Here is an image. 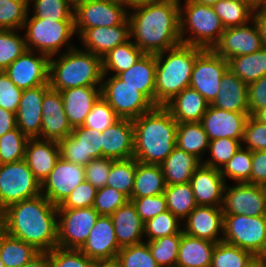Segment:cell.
<instances>
[{"label": "cell", "mask_w": 266, "mask_h": 267, "mask_svg": "<svg viewBox=\"0 0 266 267\" xmlns=\"http://www.w3.org/2000/svg\"><path fill=\"white\" fill-rule=\"evenodd\" d=\"M1 229L39 252L57 247V206L42 194L8 206L1 212Z\"/></svg>", "instance_id": "1"}, {"label": "cell", "mask_w": 266, "mask_h": 267, "mask_svg": "<svg viewBox=\"0 0 266 267\" xmlns=\"http://www.w3.org/2000/svg\"><path fill=\"white\" fill-rule=\"evenodd\" d=\"M179 0L129 9L130 38L144 54H157L181 44Z\"/></svg>", "instance_id": "2"}, {"label": "cell", "mask_w": 266, "mask_h": 267, "mask_svg": "<svg viewBox=\"0 0 266 267\" xmlns=\"http://www.w3.org/2000/svg\"><path fill=\"white\" fill-rule=\"evenodd\" d=\"M132 122L134 158L141 163L160 165L176 146L178 122L164 106H155Z\"/></svg>", "instance_id": "3"}, {"label": "cell", "mask_w": 266, "mask_h": 267, "mask_svg": "<svg viewBox=\"0 0 266 267\" xmlns=\"http://www.w3.org/2000/svg\"><path fill=\"white\" fill-rule=\"evenodd\" d=\"M203 48L180 44L155 54V106H165L189 87L196 57Z\"/></svg>", "instance_id": "4"}, {"label": "cell", "mask_w": 266, "mask_h": 267, "mask_svg": "<svg viewBox=\"0 0 266 267\" xmlns=\"http://www.w3.org/2000/svg\"><path fill=\"white\" fill-rule=\"evenodd\" d=\"M57 56L49 59V85L52 89L101 87L103 71L100 56L77 46Z\"/></svg>", "instance_id": "5"}, {"label": "cell", "mask_w": 266, "mask_h": 267, "mask_svg": "<svg viewBox=\"0 0 266 267\" xmlns=\"http://www.w3.org/2000/svg\"><path fill=\"white\" fill-rule=\"evenodd\" d=\"M179 1L181 43L213 49L225 30L213 7L194 0Z\"/></svg>", "instance_id": "6"}, {"label": "cell", "mask_w": 266, "mask_h": 267, "mask_svg": "<svg viewBox=\"0 0 266 267\" xmlns=\"http://www.w3.org/2000/svg\"><path fill=\"white\" fill-rule=\"evenodd\" d=\"M29 14L30 10H28L23 27L24 31H21L25 33L27 50L44 54L50 58L59 55V53L61 54V49L64 46L67 48L65 51L76 47L71 42L72 37L76 35L74 21L41 19Z\"/></svg>", "instance_id": "7"}, {"label": "cell", "mask_w": 266, "mask_h": 267, "mask_svg": "<svg viewBox=\"0 0 266 267\" xmlns=\"http://www.w3.org/2000/svg\"><path fill=\"white\" fill-rule=\"evenodd\" d=\"M223 242L266 256V215L224 214Z\"/></svg>", "instance_id": "8"}, {"label": "cell", "mask_w": 266, "mask_h": 267, "mask_svg": "<svg viewBox=\"0 0 266 267\" xmlns=\"http://www.w3.org/2000/svg\"><path fill=\"white\" fill-rule=\"evenodd\" d=\"M127 4L116 0H74V29L79 38L93 27H112L128 18Z\"/></svg>", "instance_id": "9"}, {"label": "cell", "mask_w": 266, "mask_h": 267, "mask_svg": "<svg viewBox=\"0 0 266 267\" xmlns=\"http://www.w3.org/2000/svg\"><path fill=\"white\" fill-rule=\"evenodd\" d=\"M41 194V183L26 161L0 164V212L8 206Z\"/></svg>", "instance_id": "10"}, {"label": "cell", "mask_w": 266, "mask_h": 267, "mask_svg": "<svg viewBox=\"0 0 266 267\" xmlns=\"http://www.w3.org/2000/svg\"><path fill=\"white\" fill-rule=\"evenodd\" d=\"M106 77H102L101 97L120 118L133 120L155 107L137 88L125 84L115 75L107 77L108 79Z\"/></svg>", "instance_id": "11"}, {"label": "cell", "mask_w": 266, "mask_h": 267, "mask_svg": "<svg viewBox=\"0 0 266 267\" xmlns=\"http://www.w3.org/2000/svg\"><path fill=\"white\" fill-rule=\"evenodd\" d=\"M98 217L99 213L93 207L57 208V247L79 250Z\"/></svg>", "instance_id": "12"}, {"label": "cell", "mask_w": 266, "mask_h": 267, "mask_svg": "<svg viewBox=\"0 0 266 267\" xmlns=\"http://www.w3.org/2000/svg\"><path fill=\"white\" fill-rule=\"evenodd\" d=\"M229 69L226 59L212 49H204L194 62L189 87L197 90L210 104L221 88V79Z\"/></svg>", "instance_id": "13"}, {"label": "cell", "mask_w": 266, "mask_h": 267, "mask_svg": "<svg viewBox=\"0 0 266 267\" xmlns=\"http://www.w3.org/2000/svg\"><path fill=\"white\" fill-rule=\"evenodd\" d=\"M221 208L224 214L266 215V186L249 183L228 186L226 183Z\"/></svg>", "instance_id": "14"}, {"label": "cell", "mask_w": 266, "mask_h": 267, "mask_svg": "<svg viewBox=\"0 0 266 267\" xmlns=\"http://www.w3.org/2000/svg\"><path fill=\"white\" fill-rule=\"evenodd\" d=\"M58 144L62 159L84 167L92 159L102 157V132L96 129L74 127L71 134L58 141Z\"/></svg>", "instance_id": "15"}, {"label": "cell", "mask_w": 266, "mask_h": 267, "mask_svg": "<svg viewBox=\"0 0 266 267\" xmlns=\"http://www.w3.org/2000/svg\"><path fill=\"white\" fill-rule=\"evenodd\" d=\"M27 50L11 63L4 72L21 90L49 85V57ZM36 54V55H35Z\"/></svg>", "instance_id": "16"}, {"label": "cell", "mask_w": 266, "mask_h": 267, "mask_svg": "<svg viewBox=\"0 0 266 267\" xmlns=\"http://www.w3.org/2000/svg\"><path fill=\"white\" fill-rule=\"evenodd\" d=\"M84 166L68 162L61 157L41 184V194L59 206L64 199L85 180Z\"/></svg>", "instance_id": "17"}, {"label": "cell", "mask_w": 266, "mask_h": 267, "mask_svg": "<svg viewBox=\"0 0 266 267\" xmlns=\"http://www.w3.org/2000/svg\"><path fill=\"white\" fill-rule=\"evenodd\" d=\"M259 30L253 20L245 25L226 28L213 51L226 59L252 54L262 48Z\"/></svg>", "instance_id": "18"}, {"label": "cell", "mask_w": 266, "mask_h": 267, "mask_svg": "<svg viewBox=\"0 0 266 267\" xmlns=\"http://www.w3.org/2000/svg\"><path fill=\"white\" fill-rule=\"evenodd\" d=\"M120 249L111 216L99 215L79 250L94 262L100 263L115 262Z\"/></svg>", "instance_id": "19"}, {"label": "cell", "mask_w": 266, "mask_h": 267, "mask_svg": "<svg viewBox=\"0 0 266 267\" xmlns=\"http://www.w3.org/2000/svg\"><path fill=\"white\" fill-rule=\"evenodd\" d=\"M182 231L211 242L223 241L224 213L221 207L197 205L182 221Z\"/></svg>", "instance_id": "20"}, {"label": "cell", "mask_w": 266, "mask_h": 267, "mask_svg": "<svg viewBox=\"0 0 266 267\" xmlns=\"http://www.w3.org/2000/svg\"><path fill=\"white\" fill-rule=\"evenodd\" d=\"M249 115L250 112L226 111L209 105L201 124L210 141L225 137L241 142Z\"/></svg>", "instance_id": "21"}, {"label": "cell", "mask_w": 266, "mask_h": 267, "mask_svg": "<svg viewBox=\"0 0 266 267\" xmlns=\"http://www.w3.org/2000/svg\"><path fill=\"white\" fill-rule=\"evenodd\" d=\"M41 116L40 139L60 141L71 134L73 128L65 114L60 91L50 87L45 92Z\"/></svg>", "instance_id": "22"}, {"label": "cell", "mask_w": 266, "mask_h": 267, "mask_svg": "<svg viewBox=\"0 0 266 267\" xmlns=\"http://www.w3.org/2000/svg\"><path fill=\"white\" fill-rule=\"evenodd\" d=\"M50 85L23 90L16 112L17 127L28 138H40L42 101Z\"/></svg>", "instance_id": "23"}, {"label": "cell", "mask_w": 266, "mask_h": 267, "mask_svg": "<svg viewBox=\"0 0 266 267\" xmlns=\"http://www.w3.org/2000/svg\"><path fill=\"white\" fill-rule=\"evenodd\" d=\"M78 39L83 44L81 49L103 58L110 50L131 39L128 18L120 25L87 29Z\"/></svg>", "instance_id": "24"}, {"label": "cell", "mask_w": 266, "mask_h": 267, "mask_svg": "<svg viewBox=\"0 0 266 267\" xmlns=\"http://www.w3.org/2000/svg\"><path fill=\"white\" fill-rule=\"evenodd\" d=\"M102 156L113 160L134 157L132 119L120 118L102 132Z\"/></svg>", "instance_id": "25"}, {"label": "cell", "mask_w": 266, "mask_h": 267, "mask_svg": "<svg viewBox=\"0 0 266 267\" xmlns=\"http://www.w3.org/2000/svg\"><path fill=\"white\" fill-rule=\"evenodd\" d=\"M197 205L222 207L225 179L220 170L201 164L191 177Z\"/></svg>", "instance_id": "26"}, {"label": "cell", "mask_w": 266, "mask_h": 267, "mask_svg": "<svg viewBox=\"0 0 266 267\" xmlns=\"http://www.w3.org/2000/svg\"><path fill=\"white\" fill-rule=\"evenodd\" d=\"M59 158L58 141L40 138L28 139L24 160L41 184L54 169Z\"/></svg>", "instance_id": "27"}, {"label": "cell", "mask_w": 266, "mask_h": 267, "mask_svg": "<svg viewBox=\"0 0 266 267\" xmlns=\"http://www.w3.org/2000/svg\"><path fill=\"white\" fill-rule=\"evenodd\" d=\"M65 114L72 128L82 126L101 97V87H73L60 91Z\"/></svg>", "instance_id": "28"}, {"label": "cell", "mask_w": 266, "mask_h": 267, "mask_svg": "<svg viewBox=\"0 0 266 267\" xmlns=\"http://www.w3.org/2000/svg\"><path fill=\"white\" fill-rule=\"evenodd\" d=\"M112 223L116 240L120 248L132 246L145 241L144 222L138 215L135 205L128 201L112 215Z\"/></svg>", "instance_id": "29"}, {"label": "cell", "mask_w": 266, "mask_h": 267, "mask_svg": "<svg viewBox=\"0 0 266 267\" xmlns=\"http://www.w3.org/2000/svg\"><path fill=\"white\" fill-rule=\"evenodd\" d=\"M210 103L195 89L185 88L164 107L178 122H201Z\"/></svg>", "instance_id": "30"}, {"label": "cell", "mask_w": 266, "mask_h": 267, "mask_svg": "<svg viewBox=\"0 0 266 267\" xmlns=\"http://www.w3.org/2000/svg\"><path fill=\"white\" fill-rule=\"evenodd\" d=\"M125 84L137 88L155 105V54H144L133 66L117 75Z\"/></svg>", "instance_id": "31"}, {"label": "cell", "mask_w": 266, "mask_h": 267, "mask_svg": "<svg viewBox=\"0 0 266 267\" xmlns=\"http://www.w3.org/2000/svg\"><path fill=\"white\" fill-rule=\"evenodd\" d=\"M248 85L229 69L221 79V88L210 104L214 107L233 112H249Z\"/></svg>", "instance_id": "32"}, {"label": "cell", "mask_w": 266, "mask_h": 267, "mask_svg": "<svg viewBox=\"0 0 266 267\" xmlns=\"http://www.w3.org/2000/svg\"><path fill=\"white\" fill-rule=\"evenodd\" d=\"M202 161L175 146L172 153L160 164L166 185L188 183Z\"/></svg>", "instance_id": "33"}, {"label": "cell", "mask_w": 266, "mask_h": 267, "mask_svg": "<svg viewBox=\"0 0 266 267\" xmlns=\"http://www.w3.org/2000/svg\"><path fill=\"white\" fill-rule=\"evenodd\" d=\"M216 243L183 232L176 267H211Z\"/></svg>", "instance_id": "34"}, {"label": "cell", "mask_w": 266, "mask_h": 267, "mask_svg": "<svg viewBox=\"0 0 266 267\" xmlns=\"http://www.w3.org/2000/svg\"><path fill=\"white\" fill-rule=\"evenodd\" d=\"M166 186L161 165L145 164L136 160L134 188L131 198L161 195L164 193Z\"/></svg>", "instance_id": "35"}, {"label": "cell", "mask_w": 266, "mask_h": 267, "mask_svg": "<svg viewBox=\"0 0 266 267\" xmlns=\"http://www.w3.org/2000/svg\"><path fill=\"white\" fill-rule=\"evenodd\" d=\"M210 140L201 122L178 123L176 132V146L190 153L203 162Z\"/></svg>", "instance_id": "36"}, {"label": "cell", "mask_w": 266, "mask_h": 267, "mask_svg": "<svg viewBox=\"0 0 266 267\" xmlns=\"http://www.w3.org/2000/svg\"><path fill=\"white\" fill-rule=\"evenodd\" d=\"M229 70L249 85L266 75V48L228 60Z\"/></svg>", "instance_id": "37"}, {"label": "cell", "mask_w": 266, "mask_h": 267, "mask_svg": "<svg viewBox=\"0 0 266 267\" xmlns=\"http://www.w3.org/2000/svg\"><path fill=\"white\" fill-rule=\"evenodd\" d=\"M38 253L32 245L0 229V258L5 267H22Z\"/></svg>", "instance_id": "38"}, {"label": "cell", "mask_w": 266, "mask_h": 267, "mask_svg": "<svg viewBox=\"0 0 266 267\" xmlns=\"http://www.w3.org/2000/svg\"><path fill=\"white\" fill-rule=\"evenodd\" d=\"M144 53L134 44L132 39L116 46L102 58L103 75L108 76L112 71L117 76L133 66Z\"/></svg>", "instance_id": "39"}, {"label": "cell", "mask_w": 266, "mask_h": 267, "mask_svg": "<svg viewBox=\"0 0 266 267\" xmlns=\"http://www.w3.org/2000/svg\"><path fill=\"white\" fill-rule=\"evenodd\" d=\"M212 7L225 29L249 23L255 9L247 0H220Z\"/></svg>", "instance_id": "40"}, {"label": "cell", "mask_w": 266, "mask_h": 267, "mask_svg": "<svg viewBox=\"0 0 266 267\" xmlns=\"http://www.w3.org/2000/svg\"><path fill=\"white\" fill-rule=\"evenodd\" d=\"M163 194L167 210L171 211L180 221H183L197 206L190 182L167 185Z\"/></svg>", "instance_id": "41"}, {"label": "cell", "mask_w": 266, "mask_h": 267, "mask_svg": "<svg viewBox=\"0 0 266 267\" xmlns=\"http://www.w3.org/2000/svg\"><path fill=\"white\" fill-rule=\"evenodd\" d=\"M136 172V159L113 160L107 178L106 186L115 188L125 194L129 200L134 188V178Z\"/></svg>", "instance_id": "42"}, {"label": "cell", "mask_w": 266, "mask_h": 267, "mask_svg": "<svg viewBox=\"0 0 266 267\" xmlns=\"http://www.w3.org/2000/svg\"><path fill=\"white\" fill-rule=\"evenodd\" d=\"M33 5L36 18L55 19V21H74V0H31L28 10Z\"/></svg>", "instance_id": "43"}, {"label": "cell", "mask_w": 266, "mask_h": 267, "mask_svg": "<svg viewBox=\"0 0 266 267\" xmlns=\"http://www.w3.org/2000/svg\"><path fill=\"white\" fill-rule=\"evenodd\" d=\"M182 234L181 230L174 235L147 241L152 256L160 267H176Z\"/></svg>", "instance_id": "44"}, {"label": "cell", "mask_w": 266, "mask_h": 267, "mask_svg": "<svg viewBox=\"0 0 266 267\" xmlns=\"http://www.w3.org/2000/svg\"><path fill=\"white\" fill-rule=\"evenodd\" d=\"M252 169V151L240 147L234 156L220 170L225 179L236 183H249Z\"/></svg>", "instance_id": "45"}, {"label": "cell", "mask_w": 266, "mask_h": 267, "mask_svg": "<svg viewBox=\"0 0 266 267\" xmlns=\"http://www.w3.org/2000/svg\"><path fill=\"white\" fill-rule=\"evenodd\" d=\"M182 224L171 211L166 210L144 223L145 241L177 234L182 230Z\"/></svg>", "instance_id": "46"}, {"label": "cell", "mask_w": 266, "mask_h": 267, "mask_svg": "<svg viewBox=\"0 0 266 267\" xmlns=\"http://www.w3.org/2000/svg\"><path fill=\"white\" fill-rule=\"evenodd\" d=\"M115 264L117 267H160L146 241L121 248Z\"/></svg>", "instance_id": "47"}, {"label": "cell", "mask_w": 266, "mask_h": 267, "mask_svg": "<svg viewBox=\"0 0 266 267\" xmlns=\"http://www.w3.org/2000/svg\"><path fill=\"white\" fill-rule=\"evenodd\" d=\"M21 30H0V71H4L20 55L27 51L25 36Z\"/></svg>", "instance_id": "48"}, {"label": "cell", "mask_w": 266, "mask_h": 267, "mask_svg": "<svg viewBox=\"0 0 266 267\" xmlns=\"http://www.w3.org/2000/svg\"><path fill=\"white\" fill-rule=\"evenodd\" d=\"M28 137L18 127L0 137V164L23 160Z\"/></svg>", "instance_id": "49"}, {"label": "cell", "mask_w": 266, "mask_h": 267, "mask_svg": "<svg viewBox=\"0 0 266 267\" xmlns=\"http://www.w3.org/2000/svg\"><path fill=\"white\" fill-rule=\"evenodd\" d=\"M253 256L237 246L218 242L213 250L211 267H244Z\"/></svg>", "instance_id": "50"}, {"label": "cell", "mask_w": 266, "mask_h": 267, "mask_svg": "<svg viewBox=\"0 0 266 267\" xmlns=\"http://www.w3.org/2000/svg\"><path fill=\"white\" fill-rule=\"evenodd\" d=\"M28 5L20 0H0V30H23Z\"/></svg>", "instance_id": "51"}, {"label": "cell", "mask_w": 266, "mask_h": 267, "mask_svg": "<svg viewBox=\"0 0 266 267\" xmlns=\"http://www.w3.org/2000/svg\"><path fill=\"white\" fill-rule=\"evenodd\" d=\"M241 147V142L232 138H218L209 143L208 153L211 158L203 160L202 164L221 170Z\"/></svg>", "instance_id": "52"}, {"label": "cell", "mask_w": 266, "mask_h": 267, "mask_svg": "<svg viewBox=\"0 0 266 267\" xmlns=\"http://www.w3.org/2000/svg\"><path fill=\"white\" fill-rule=\"evenodd\" d=\"M119 119L120 117L115 113L114 109L100 97L93 105L82 126L103 132Z\"/></svg>", "instance_id": "53"}, {"label": "cell", "mask_w": 266, "mask_h": 267, "mask_svg": "<svg viewBox=\"0 0 266 267\" xmlns=\"http://www.w3.org/2000/svg\"><path fill=\"white\" fill-rule=\"evenodd\" d=\"M129 198L115 188L105 186L97 189L93 208L99 215L111 216L119 207L125 205Z\"/></svg>", "instance_id": "54"}, {"label": "cell", "mask_w": 266, "mask_h": 267, "mask_svg": "<svg viewBox=\"0 0 266 267\" xmlns=\"http://www.w3.org/2000/svg\"><path fill=\"white\" fill-rule=\"evenodd\" d=\"M95 263L76 249L56 247L49 252V267H93Z\"/></svg>", "instance_id": "55"}, {"label": "cell", "mask_w": 266, "mask_h": 267, "mask_svg": "<svg viewBox=\"0 0 266 267\" xmlns=\"http://www.w3.org/2000/svg\"><path fill=\"white\" fill-rule=\"evenodd\" d=\"M241 147L252 152L266 150V124L249 115L244 127Z\"/></svg>", "instance_id": "56"}, {"label": "cell", "mask_w": 266, "mask_h": 267, "mask_svg": "<svg viewBox=\"0 0 266 267\" xmlns=\"http://www.w3.org/2000/svg\"><path fill=\"white\" fill-rule=\"evenodd\" d=\"M97 189L88 181L84 180L57 206V208H87L93 207Z\"/></svg>", "instance_id": "57"}, {"label": "cell", "mask_w": 266, "mask_h": 267, "mask_svg": "<svg viewBox=\"0 0 266 267\" xmlns=\"http://www.w3.org/2000/svg\"><path fill=\"white\" fill-rule=\"evenodd\" d=\"M130 201L135 205L137 213L144 223L167 210L164 194L131 198Z\"/></svg>", "instance_id": "58"}, {"label": "cell", "mask_w": 266, "mask_h": 267, "mask_svg": "<svg viewBox=\"0 0 266 267\" xmlns=\"http://www.w3.org/2000/svg\"><path fill=\"white\" fill-rule=\"evenodd\" d=\"M113 159L99 157L92 159L84 167L85 180L90 182L96 189L103 188L107 184V178Z\"/></svg>", "instance_id": "59"}, {"label": "cell", "mask_w": 266, "mask_h": 267, "mask_svg": "<svg viewBox=\"0 0 266 267\" xmlns=\"http://www.w3.org/2000/svg\"><path fill=\"white\" fill-rule=\"evenodd\" d=\"M22 92L4 71H0V107L16 113Z\"/></svg>", "instance_id": "60"}, {"label": "cell", "mask_w": 266, "mask_h": 267, "mask_svg": "<svg viewBox=\"0 0 266 267\" xmlns=\"http://www.w3.org/2000/svg\"><path fill=\"white\" fill-rule=\"evenodd\" d=\"M247 95L250 115L266 106V75L248 85Z\"/></svg>", "instance_id": "61"}, {"label": "cell", "mask_w": 266, "mask_h": 267, "mask_svg": "<svg viewBox=\"0 0 266 267\" xmlns=\"http://www.w3.org/2000/svg\"><path fill=\"white\" fill-rule=\"evenodd\" d=\"M250 184L266 186V150L252 152Z\"/></svg>", "instance_id": "62"}, {"label": "cell", "mask_w": 266, "mask_h": 267, "mask_svg": "<svg viewBox=\"0 0 266 267\" xmlns=\"http://www.w3.org/2000/svg\"><path fill=\"white\" fill-rule=\"evenodd\" d=\"M16 127V113L0 107V137Z\"/></svg>", "instance_id": "63"}, {"label": "cell", "mask_w": 266, "mask_h": 267, "mask_svg": "<svg viewBox=\"0 0 266 267\" xmlns=\"http://www.w3.org/2000/svg\"><path fill=\"white\" fill-rule=\"evenodd\" d=\"M253 21L259 30L262 46L266 48V8L254 9Z\"/></svg>", "instance_id": "64"}, {"label": "cell", "mask_w": 266, "mask_h": 267, "mask_svg": "<svg viewBox=\"0 0 266 267\" xmlns=\"http://www.w3.org/2000/svg\"><path fill=\"white\" fill-rule=\"evenodd\" d=\"M22 267H49V252H39Z\"/></svg>", "instance_id": "65"}, {"label": "cell", "mask_w": 266, "mask_h": 267, "mask_svg": "<svg viewBox=\"0 0 266 267\" xmlns=\"http://www.w3.org/2000/svg\"><path fill=\"white\" fill-rule=\"evenodd\" d=\"M244 267H266V256H253Z\"/></svg>", "instance_id": "66"}, {"label": "cell", "mask_w": 266, "mask_h": 267, "mask_svg": "<svg viewBox=\"0 0 266 267\" xmlns=\"http://www.w3.org/2000/svg\"><path fill=\"white\" fill-rule=\"evenodd\" d=\"M165 0H130L127 3V7L128 9H133L135 7L138 6H142V5H147V4H151V3H158V2H162Z\"/></svg>", "instance_id": "67"}, {"label": "cell", "mask_w": 266, "mask_h": 267, "mask_svg": "<svg viewBox=\"0 0 266 267\" xmlns=\"http://www.w3.org/2000/svg\"><path fill=\"white\" fill-rule=\"evenodd\" d=\"M252 116L261 123L266 124V106L257 110Z\"/></svg>", "instance_id": "68"}, {"label": "cell", "mask_w": 266, "mask_h": 267, "mask_svg": "<svg viewBox=\"0 0 266 267\" xmlns=\"http://www.w3.org/2000/svg\"><path fill=\"white\" fill-rule=\"evenodd\" d=\"M255 9L266 8V0H247Z\"/></svg>", "instance_id": "69"}, {"label": "cell", "mask_w": 266, "mask_h": 267, "mask_svg": "<svg viewBox=\"0 0 266 267\" xmlns=\"http://www.w3.org/2000/svg\"><path fill=\"white\" fill-rule=\"evenodd\" d=\"M93 267H117L115 262H100L95 263Z\"/></svg>", "instance_id": "70"}, {"label": "cell", "mask_w": 266, "mask_h": 267, "mask_svg": "<svg viewBox=\"0 0 266 267\" xmlns=\"http://www.w3.org/2000/svg\"><path fill=\"white\" fill-rule=\"evenodd\" d=\"M194 1H196L200 4H203V5L213 6L214 4L219 2L220 0H194Z\"/></svg>", "instance_id": "71"}, {"label": "cell", "mask_w": 266, "mask_h": 267, "mask_svg": "<svg viewBox=\"0 0 266 267\" xmlns=\"http://www.w3.org/2000/svg\"><path fill=\"white\" fill-rule=\"evenodd\" d=\"M20 1L26 3L29 6V3H30L31 0H20Z\"/></svg>", "instance_id": "72"}, {"label": "cell", "mask_w": 266, "mask_h": 267, "mask_svg": "<svg viewBox=\"0 0 266 267\" xmlns=\"http://www.w3.org/2000/svg\"><path fill=\"white\" fill-rule=\"evenodd\" d=\"M116 1H120V2L127 4L130 0H116Z\"/></svg>", "instance_id": "73"}, {"label": "cell", "mask_w": 266, "mask_h": 267, "mask_svg": "<svg viewBox=\"0 0 266 267\" xmlns=\"http://www.w3.org/2000/svg\"><path fill=\"white\" fill-rule=\"evenodd\" d=\"M0 267H5L4 263L2 262L1 258H0Z\"/></svg>", "instance_id": "74"}, {"label": "cell", "mask_w": 266, "mask_h": 267, "mask_svg": "<svg viewBox=\"0 0 266 267\" xmlns=\"http://www.w3.org/2000/svg\"><path fill=\"white\" fill-rule=\"evenodd\" d=\"M0 229H1V212H0Z\"/></svg>", "instance_id": "75"}]
</instances>
